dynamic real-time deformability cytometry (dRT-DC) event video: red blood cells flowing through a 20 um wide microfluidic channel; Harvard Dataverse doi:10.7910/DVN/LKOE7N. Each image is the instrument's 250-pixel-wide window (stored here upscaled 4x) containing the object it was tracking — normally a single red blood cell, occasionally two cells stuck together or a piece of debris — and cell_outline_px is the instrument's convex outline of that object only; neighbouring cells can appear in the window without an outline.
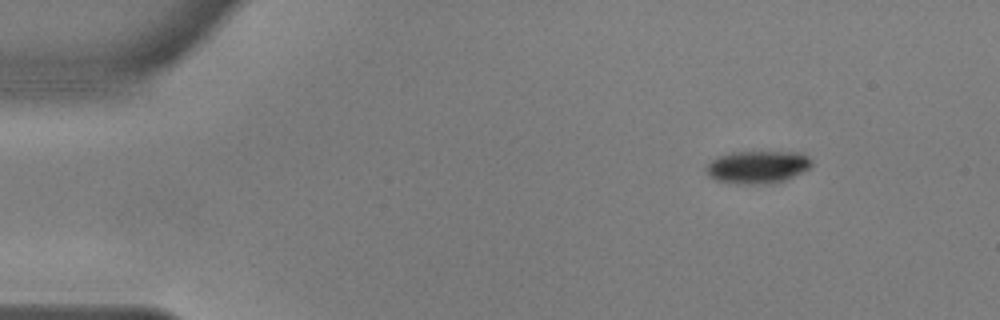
{"species": "common noctule bat (a hibernating species)", "species_latin": "Nyctalus noctula", "temperature_condition": "warm", "stored_images_in_passage": 7, "camera_frame_rate_fps": 3000, "um_per_image_px": 0.085, "animal": {"sex": "male", "body_mass_g": 17.9, "forearm_length_mm": 54.2}, "frame": {"image": 1, "passage_image": 1, "time_ms": 0.0, "image_size_px": [1000, 320], "cell_outline_px": [[812, 164], [808, 168], [784, 180], [768, 184], [736, 184], [716, 180], [708, 176], [704, 168], [716, 156], [732, 152], [804, 152], [812, 160]], "centroid_in_image_um": [64.35, 14.19], "position_along_channel_um": 20.6, "area_um2": 20.17}}